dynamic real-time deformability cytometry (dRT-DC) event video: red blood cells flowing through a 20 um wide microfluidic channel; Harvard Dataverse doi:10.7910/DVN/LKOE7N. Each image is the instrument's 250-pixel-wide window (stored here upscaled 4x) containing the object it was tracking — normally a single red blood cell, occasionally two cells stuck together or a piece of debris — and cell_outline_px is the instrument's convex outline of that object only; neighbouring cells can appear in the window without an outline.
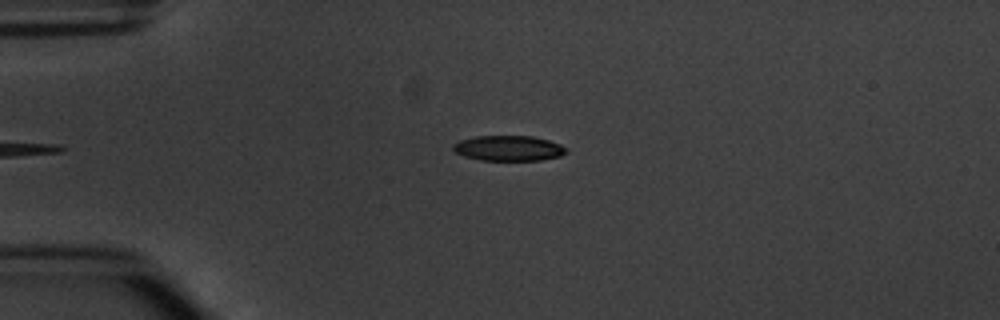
{"species": "common noctule bat (a hibernating species)", "species_latin": "Nyctalus noctula", "temperature_condition": "warm", "stored_images_in_passage": 4, "camera_frame_rate_fps": 3000, "um_per_image_px": 0.085, "animal": {"sex": "male", "body_mass_g": 20.1, "forearm_length_mm": 53.5}, "frame": {"image": 1, "passage_image": 4, "time_ms": 3.667, "image_size_px": [1000, 320], "cell_outline_px": [[568, 152], [560, 156], [540, 160], [480, 160], [464, 156], [456, 152], [452, 148], [452, 144], [460, 140], [476, 136], [532, 136], [548, 140], [560, 144]], "centroid_in_image_um": [43.21, 12.6], "position_along_channel_um": 41.8, "area_um2": 16.59}}